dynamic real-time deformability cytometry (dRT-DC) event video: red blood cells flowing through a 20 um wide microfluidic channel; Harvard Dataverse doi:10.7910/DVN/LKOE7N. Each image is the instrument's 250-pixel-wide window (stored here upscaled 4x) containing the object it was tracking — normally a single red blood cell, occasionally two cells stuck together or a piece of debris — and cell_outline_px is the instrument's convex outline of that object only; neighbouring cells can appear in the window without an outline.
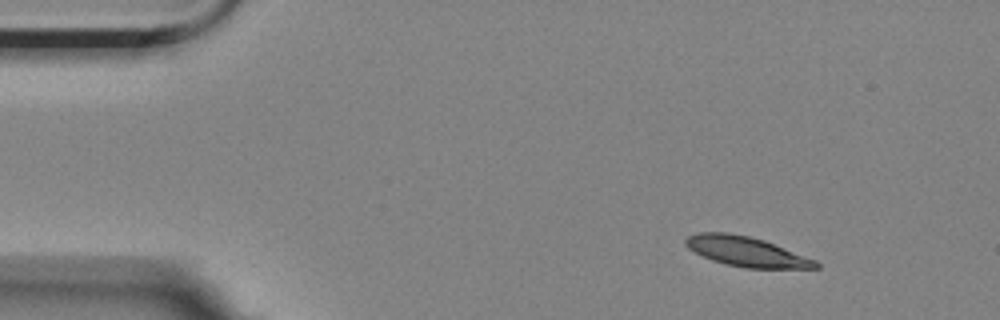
{"species": "Egyptian fruit bat (a non-hibernating species)", "species_latin": "Rousettus aegyptiacus", "temperature_condition": "room temperature", "stored_images_in_passage": 5, "camera_frame_rate_fps": 3000, "um_per_image_px": 0.085, "animal": {"sex": "female"}, "frame": {"image": 1, "passage_image": 1, "time_ms": 0.0, "image_size_px": [1000, 320], "cell_outline_px": [[820, 268], [744, 268], [712, 260], [688, 248], [684, 244], [684, 240], [688, 236], [700, 232], [728, 232], [748, 236], [764, 240], [816, 260], [820, 264]], "centroid_in_image_um": [63.44, 21.38], "position_along_channel_um": 21.6, "area_um2": 22.43}}
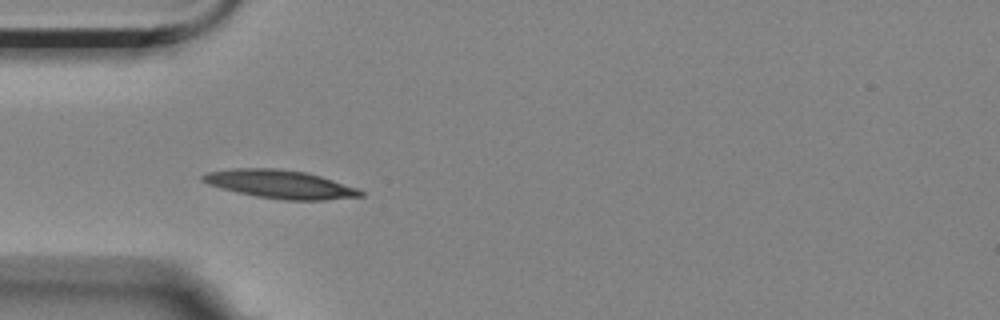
{"frame": {"image": 2, "passage_image": 4, "time_ms": 3.333, "image_size_px": [1000, 320], "cell_outline_px": [[364, 196], [324, 200], [284, 200], [256, 196], [236, 192], [220, 188], [208, 184], [200, 180], [200, 176], [208, 172], [232, 168], [276, 168], [304, 172], [320, 176], [356, 188], [364, 192]], "centroid_in_image_um": [23.76, 15.66], "position_along_channel_um": 61.2, "area_um2": 25.95}}
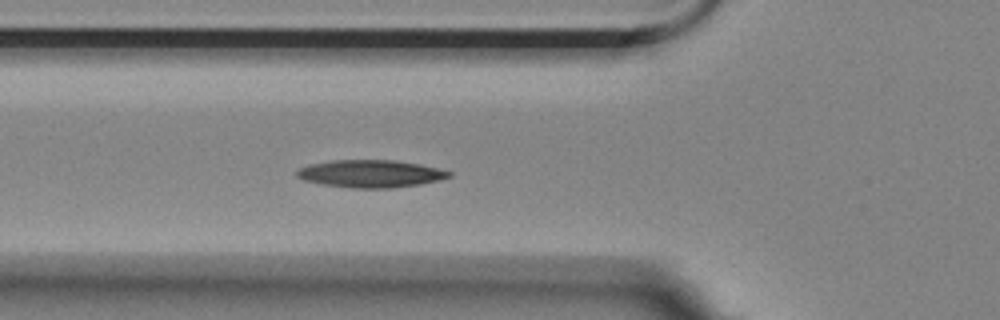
{"frame": {"image": 3, "passage_image": 5, "time_ms": 4.333, "image_size_px": [1000, 320], "cell_outline_px": [[452, 176], [440, 180], [420, 184], [392, 188], [348, 188], [320, 184], [304, 180], [296, 176], [296, 172], [300, 168], [308, 164], [332, 160], [396, 160], [420, 164], [452, 172]], "centroid_in_image_um": [31.48, 14.77], "position_along_channel_um": 94.3, "area_um2": 24.57}}